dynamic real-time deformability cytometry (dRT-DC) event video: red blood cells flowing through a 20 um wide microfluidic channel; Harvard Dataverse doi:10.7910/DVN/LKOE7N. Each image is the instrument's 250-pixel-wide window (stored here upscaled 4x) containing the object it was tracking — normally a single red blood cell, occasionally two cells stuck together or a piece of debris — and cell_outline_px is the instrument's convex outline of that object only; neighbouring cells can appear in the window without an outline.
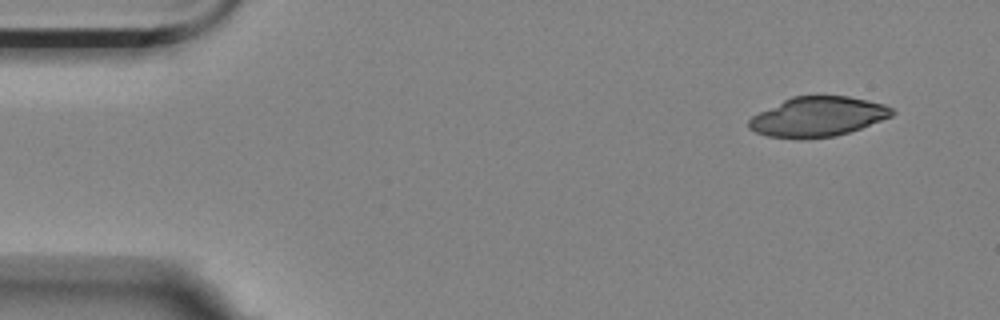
{"species": "Egyptian fruit bat (a non-hibernating species)", "species_latin": "Rousettus aegyptiacus", "temperature_condition": "room temperature", "stored_images_in_passage": 45, "camera_frame_rate_fps": 3000, "um_per_image_px": 0.085, "animal": {"sex": "female"}, "frame": {"image": 1, "passage_image": 1, "time_ms": 0.0, "image_size_px": [1000, 320], "cell_outline_px": [[896, 112], [892, 116], [860, 128], [836, 136], [804, 140], [796, 140], [768, 136], [756, 132], [748, 128], [748, 120], [752, 116], [792, 96], [848, 96], [868, 100], [884, 104], [892, 108]], "centroid_in_image_um": [69.5, 9.94], "position_along_channel_um": 15.5, "area_um2": 33.29}}